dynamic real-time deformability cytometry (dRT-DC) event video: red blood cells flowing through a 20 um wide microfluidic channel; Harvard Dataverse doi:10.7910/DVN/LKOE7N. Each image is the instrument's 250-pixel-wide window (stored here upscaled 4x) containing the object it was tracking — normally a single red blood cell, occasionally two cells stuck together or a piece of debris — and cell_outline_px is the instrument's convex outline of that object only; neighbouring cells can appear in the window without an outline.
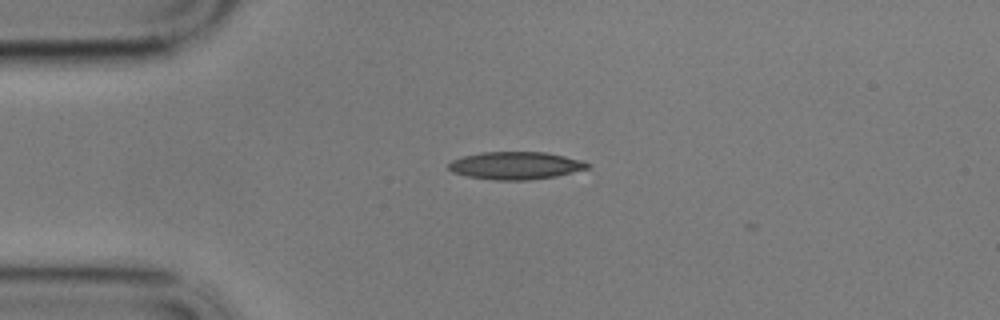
{"species": "common noctule bat (a hibernating species)", "species_latin": "Nyctalus noctula", "temperature_condition": "cold", "stored_images_in_passage": 5, "camera_frame_rate_fps": 3000, "um_per_image_px": 0.085, "animal": {"sex": "male", "body_mass_g": 17.9}, "frame": {"image": 1, "passage_image": 1, "time_ms": 0.0, "image_size_px": [1000, 320], "cell_outline_px": [[592, 164], [588, 168], [556, 176], [528, 180], [496, 180], [468, 176], [452, 172], [448, 168], [448, 164], [452, 160], [460, 156], [480, 152], [544, 152], [584, 160]], "centroid_in_image_um": [43.82, 14.06], "position_along_channel_um": 41.2, "area_um2": 22.43}}